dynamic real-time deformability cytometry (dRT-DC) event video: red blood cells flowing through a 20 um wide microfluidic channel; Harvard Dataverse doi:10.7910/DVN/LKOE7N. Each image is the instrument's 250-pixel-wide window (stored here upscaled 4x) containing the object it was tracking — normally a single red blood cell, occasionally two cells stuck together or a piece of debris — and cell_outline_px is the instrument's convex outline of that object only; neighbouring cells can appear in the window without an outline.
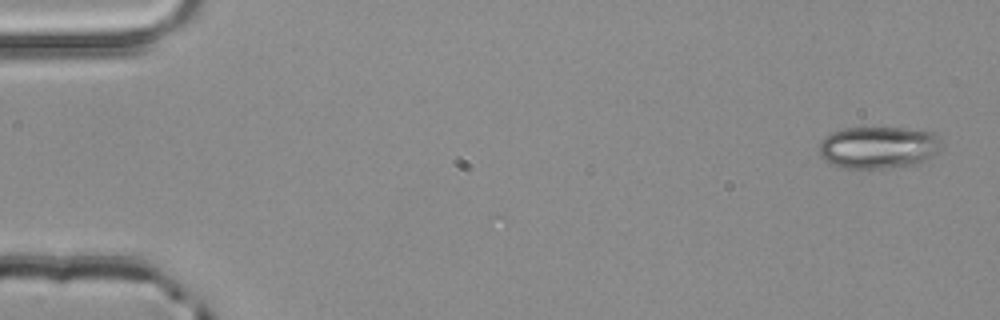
{"species": "common noctule bat (a hibernating species)", "species_latin": "Nyctalus noctula", "temperature_condition": "room temperature", "stored_images_in_passage": 4, "camera_frame_rate_fps": 3000, "um_per_image_px": 0.085, "animal": {"sex": "male", "body_mass_g": 20.4}, "frame": {"image": 1, "passage_image": 1, "time_ms": 0.0, "image_size_px": [1000, 320], "cell_outline_px": [[944, 144], [936, 152], [920, 164], [884, 168], [840, 168], [824, 160], [820, 156], [820, 140], [824, 136], [832, 132], [844, 128], [904, 128], [932, 132], [940, 136]], "centroid_in_image_um": [74.67, 12.53], "position_along_channel_um": 10.3, "area_um2": 30.35}}